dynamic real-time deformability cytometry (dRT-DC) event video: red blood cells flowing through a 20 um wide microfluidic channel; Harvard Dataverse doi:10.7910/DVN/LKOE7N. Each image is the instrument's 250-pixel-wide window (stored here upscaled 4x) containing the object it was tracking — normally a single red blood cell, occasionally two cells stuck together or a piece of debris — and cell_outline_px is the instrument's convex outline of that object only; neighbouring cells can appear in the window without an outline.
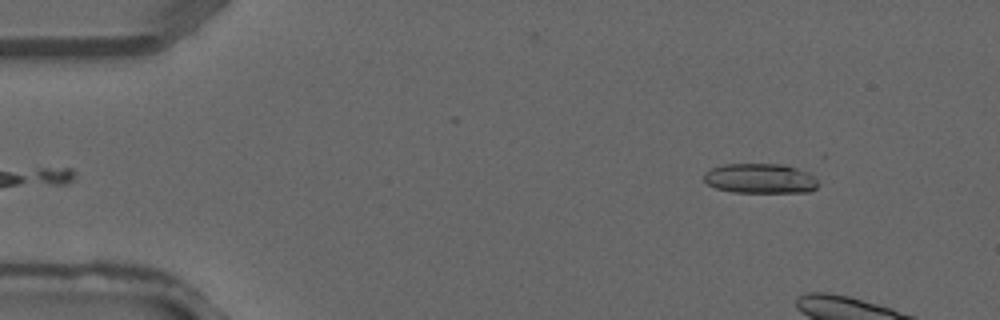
{"species": "common noctule bat (a hibernating species)", "species_latin": "Nyctalus noctula", "temperature_condition": "warm", "stored_images_in_passage": 5, "segment_of_instrument_passage": [2, 2], "camera_frame_rate_fps": 3000, "um_per_image_px": 0.085, "animal": {"sex": "male", "forearm_length_mm": 52.5}, "frame": {"image": 1, "passage_image": 5, "time_ms": 1.333, "image_size_px": [1000, 320], "cell_outline_px": [[820, 184], [812, 192], [732, 192], [716, 188], [708, 184], [704, 180], [704, 172], [712, 168], [724, 164], [784, 164], [808, 172]], "centroid_in_image_um": [64.63, 15.17], "position_along_channel_um": 20.4, "area_um2": 19.94}}